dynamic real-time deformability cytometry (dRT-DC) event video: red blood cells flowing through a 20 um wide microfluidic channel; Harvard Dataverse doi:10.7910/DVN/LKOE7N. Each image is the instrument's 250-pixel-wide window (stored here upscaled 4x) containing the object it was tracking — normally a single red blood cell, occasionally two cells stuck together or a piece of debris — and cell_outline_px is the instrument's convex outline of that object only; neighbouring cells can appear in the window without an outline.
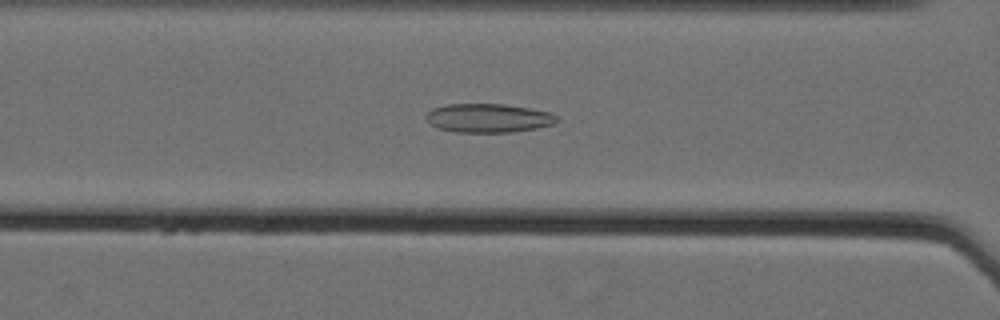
{"species": "Egyptian fruit bat (a non-hibernating species)", "species_latin": "Rousettus aegyptiacus", "temperature_condition": "cold", "stored_images_in_passage": 40, "camera_frame_rate_fps": 3000, "um_per_image_px": 0.085, "animal": {"sex": "female"}, "frame": {"image": 1, "passage_image": 9, "time_ms": 2.667, "image_size_px": [1000, 320], "cell_outline_px": [[560, 120], [552, 124], [536, 128], [512, 132], [456, 132], [436, 128], [424, 116], [432, 108], [448, 104], [504, 104], [528, 108], [548, 112], [560, 116]], "centroid_in_image_um": [41.51, 10.03], "position_along_channel_um": 125.1, "area_um2": 21.96}}
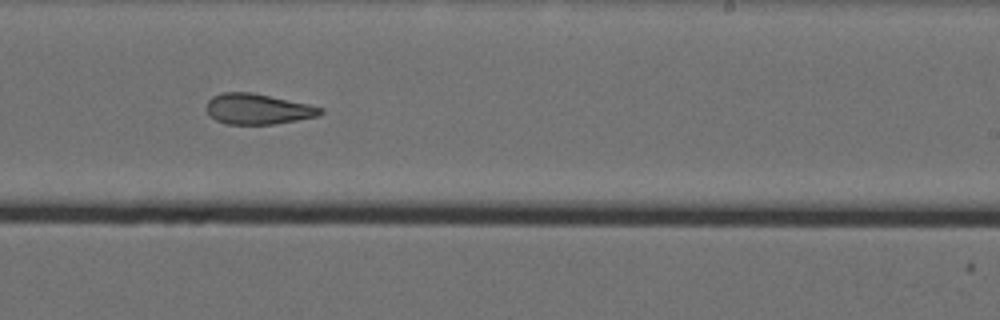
{"frame": {"image": 2, "passage_image": 21, "time_ms": 6.667, "image_size_px": [1000, 320], "cell_outline_px": [[324, 112], [320, 116], [272, 124], [228, 124], [216, 120], [204, 108], [208, 100], [212, 96], [224, 92], [252, 92], [308, 104], [324, 108]], "centroid_in_image_um": [21.92, 9.26], "position_along_channel_um": 267.1, "area_um2": 20.29}}
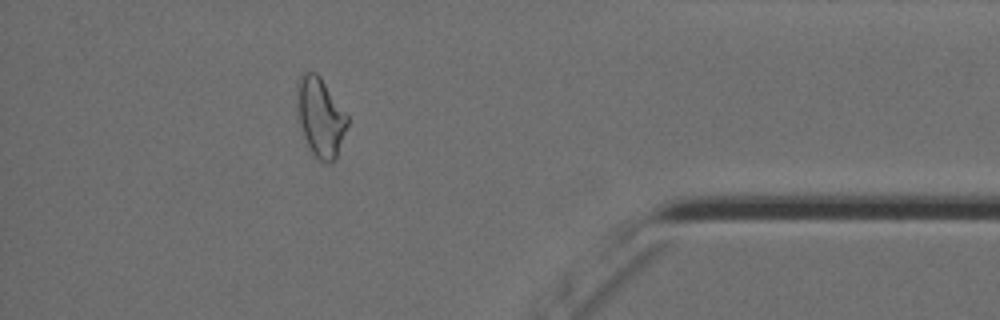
{"frame": {"image": 3, "passage_image": 35, "time_ms": 11.333, "image_size_px": [1000, 320], "cell_outline_px": [[348, 124], [336, 160], [328, 164], [312, 156], [296, 120], [296, 108], [300, 76], [304, 72], [316, 72], [320, 76], [348, 116]], "centroid_in_image_um": [27.22, 10.02], "position_along_channel_um": 408.0, "area_um2": 23.52}, "authors_computed_cell_mechanics": {"area_um2": 21.4727, "velocity_mm_per_s": 3.5486, "shape_relaxation_time_tau1_ms": null, "shape_relaxation_time_tau2_ms": 2.8218, "deformation_change_tau1": null, "deformation_change_tau2": 0.111}}